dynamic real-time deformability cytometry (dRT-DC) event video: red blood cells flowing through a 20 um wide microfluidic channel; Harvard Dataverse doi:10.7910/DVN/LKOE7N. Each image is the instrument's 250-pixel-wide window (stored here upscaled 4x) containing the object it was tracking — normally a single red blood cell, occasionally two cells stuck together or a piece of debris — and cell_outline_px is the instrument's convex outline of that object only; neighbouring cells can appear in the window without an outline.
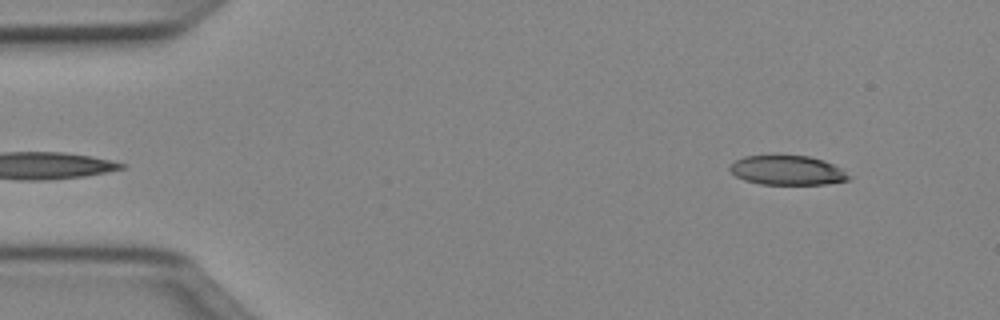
{"species": "Egyptian fruit bat (a non-hibernating species)", "species_latin": "Rousettus aegyptiacus", "temperature_condition": "cold", "stored_images_in_passage": 46, "camera_frame_rate_fps": 3000, "um_per_image_px": 0.085, "animal": {"sex": "female"}, "frame": {"image": 1, "passage_image": 1, "time_ms": 0.0, "image_size_px": [1000, 320], "cell_outline_px": [[852, 176], [848, 180], [824, 184], [760, 184], [744, 180], [736, 176], [728, 168], [736, 160], [744, 156], [808, 156], [824, 160], [840, 168]], "centroid_in_image_um": [66.93, 14.48], "position_along_channel_um": 18.1, "area_um2": 20.17}}
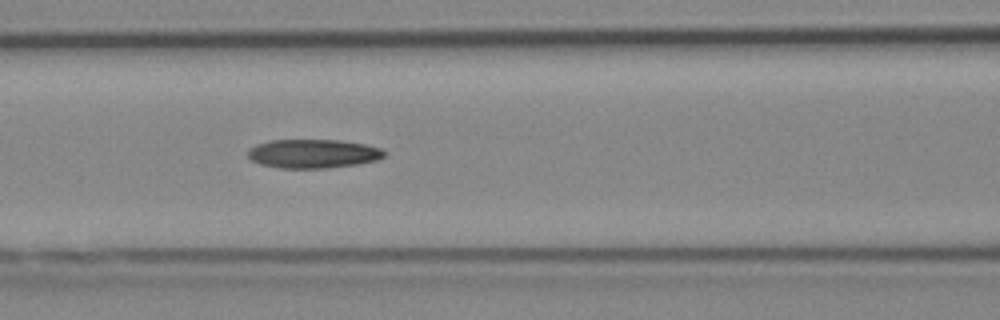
{"frame": {"image": 2, "passage_image": 17, "time_ms": 5.333, "image_size_px": [1000, 320], "cell_outline_px": [[388, 152], [384, 156], [376, 160], [356, 164], [328, 168], [280, 168], [260, 164], [252, 160], [248, 156], [248, 148], [256, 144], [268, 140], [340, 140], [364, 144], [380, 148]], "centroid_in_image_um": [26.59, 13.05], "position_along_channel_um": 140.0, "area_um2": 23.0}}
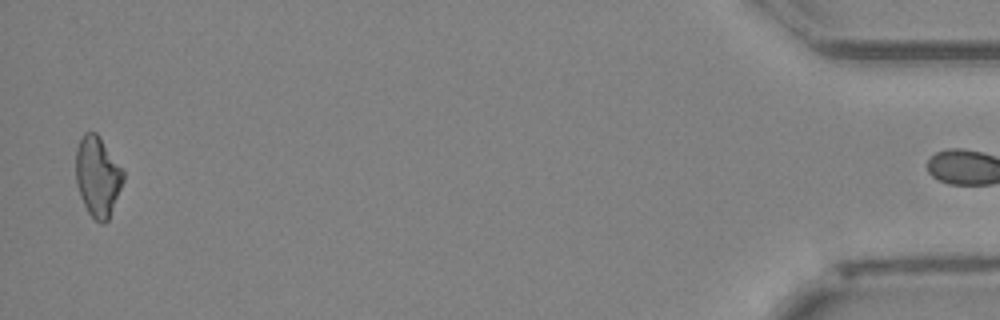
{"frame": {"image": 3, "passage_image": 45, "time_ms": 14.667, "image_size_px": [1000, 320], "cell_outline_px": [[124, 180], [108, 220], [104, 224], [100, 224], [88, 212], [80, 196], [76, 184], [76, 148], [84, 132], [96, 132], [100, 136], [124, 172]], "centroid_in_image_um": [8.29, 15.0], "position_along_channel_um": 426.9, "area_um2": 22.08}}